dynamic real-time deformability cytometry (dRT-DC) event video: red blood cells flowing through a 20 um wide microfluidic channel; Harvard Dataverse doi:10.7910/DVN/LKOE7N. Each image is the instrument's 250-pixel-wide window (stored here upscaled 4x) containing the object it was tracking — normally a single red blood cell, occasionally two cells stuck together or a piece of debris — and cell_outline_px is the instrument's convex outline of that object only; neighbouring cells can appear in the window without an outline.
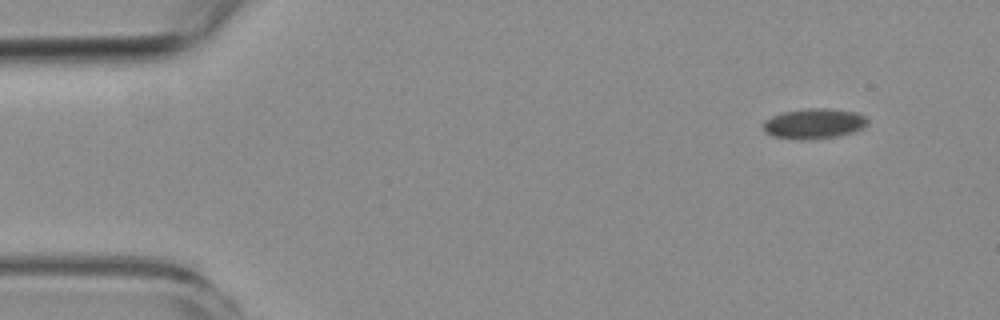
{"species": "common noctule bat (a hibernating species)", "species_latin": "Nyctalus noctula", "temperature_condition": "room temperature", "stored_images_in_passage": 10, "camera_frame_rate_fps": 3000, "um_per_image_px": 0.085, "animal": {"sex": "female", "body_mass_g": 19.3, "forearm_length_mm": 54.1}, "frame": {"image": 1, "passage_image": 1, "time_ms": 0.0, "image_size_px": [1000, 320], "cell_outline_px": [[868, 124], [864, 128], [852, 132], [836, 136], [808, 140], [800, 140], [772, 136], [764, 132], [764, 120], [772, 116], [784, 112], [808, 108], [824, 108], [856, 112], [864, 116], [868, 120]], "centroid_in_image_um": [69.19, 10.51], "position_along_channel_um": 15.8, "area_um2": 18.38}}
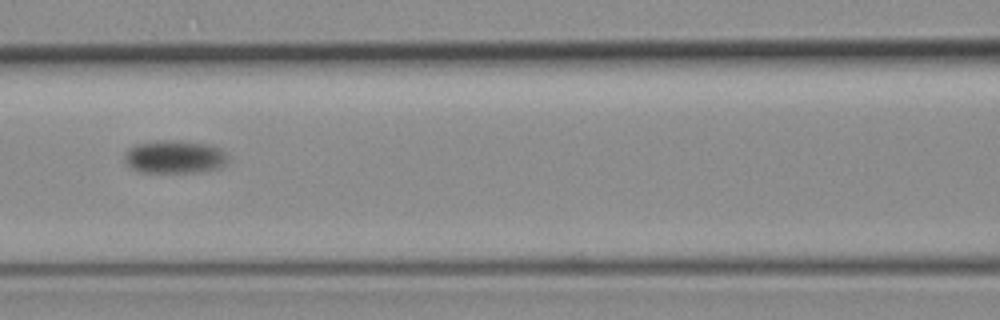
{"frame": {"image": 2, "passage_image": 7, "time_ms": 7.0, "image_size_px": [1000, 320], "cell_outline_px": [[228, 160], [224, 164], [216, 168], [200, 172], [136, 172], [128, 168], [124, 160], [124, 152], [128, 148], [136, 144], [156, 140], [180, 140], [212, 144], [220, 148], [228, 156]], "centroid_in_image_um": [14.79, 13.32], "position_along_channel_um": 151.8, "area_um2": 20.4}}
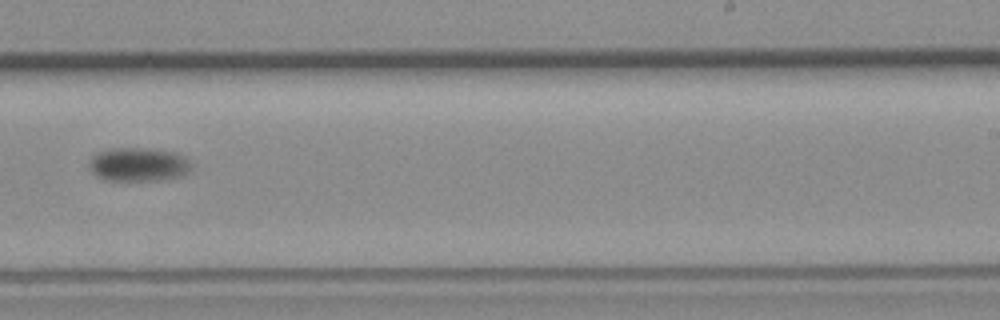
{"frame": {"image": 3, "passage_image": 10, "time_ms": 10.667, "image_size_px": [1000, 320], "cell_outline_px": [[196, 168], [192, 172], [180, 176], [160, 180], [104, 180], [96, 176], [88, 168], [88, 160], [92, 156], [100, 152], [112, 148], [152, 148], [176, 152], [184, 156]], "centroid_in_image_um": [11.81, 13.98], "position_along_channel_um": 277.2, "area_um2": 20.58}}